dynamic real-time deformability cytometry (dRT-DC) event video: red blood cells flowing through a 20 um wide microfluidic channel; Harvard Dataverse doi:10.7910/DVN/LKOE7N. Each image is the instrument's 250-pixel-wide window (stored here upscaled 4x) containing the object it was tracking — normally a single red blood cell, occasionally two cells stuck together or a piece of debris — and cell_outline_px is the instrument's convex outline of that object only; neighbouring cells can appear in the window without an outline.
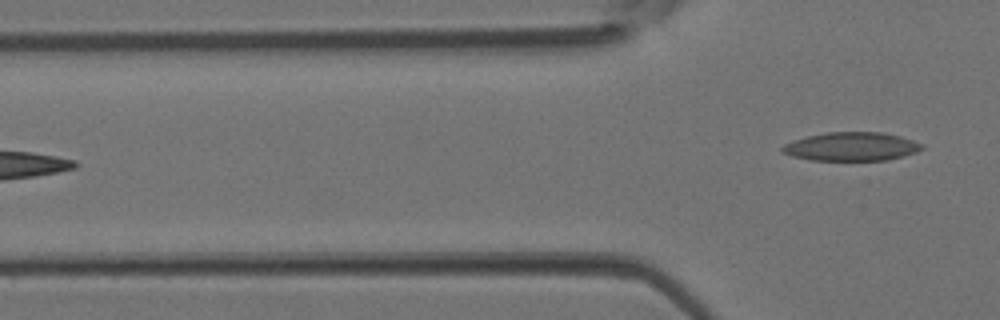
{"species": "Egyptian fruit bat (a non-hibernating species)", "species_latin": "Rousettus aegyptiacus", "temperature_condition": "room temperature", "stored_images_in_passage": 2, "camera_frame_rate_fps": 3000, "um_per_image_px": 0.085, "animal": {"sex": "female"}, "frame": {"image": 1, "passage_image": 2, "time_ms": 0.333, "image_size_px": [1000, 320], "cell_outline_px": [[924, 148], [916, 152], [904, 156], [888, 160], [812, 160], [792, 156], [780, 152], [780, 148], [784, 144], [792, 140], [808, 136], [828, 132], [880, 132], [900, 136], [924, 144]], "centroid_in_image_um": [72.36, 12.46], "position_along_channel_um": 53.4, "area_um2": 23.35}}